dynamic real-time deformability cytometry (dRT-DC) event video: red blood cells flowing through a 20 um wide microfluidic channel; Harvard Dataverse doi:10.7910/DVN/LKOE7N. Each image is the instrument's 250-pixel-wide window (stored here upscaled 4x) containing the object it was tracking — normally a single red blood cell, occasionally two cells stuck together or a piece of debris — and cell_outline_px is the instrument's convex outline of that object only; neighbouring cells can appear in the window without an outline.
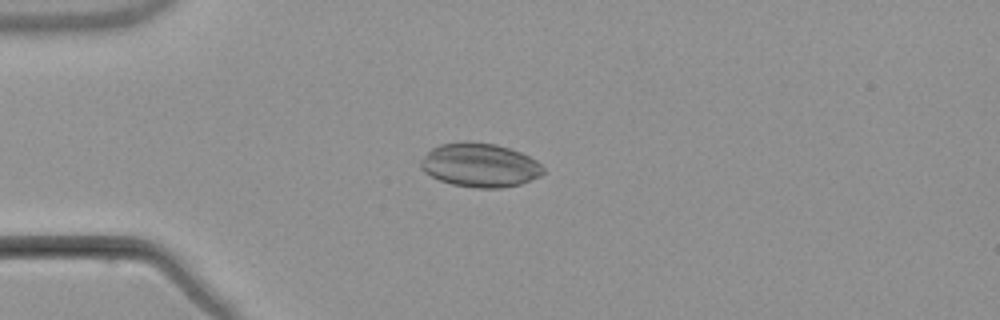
{"species": "common noctule bat (a hibernating species)", "species_latin": "Nyctalus noctula", "temperature_condition": "warm", "stored_images_in_passage": 5, "camera_frame_rate_fps": 3000, "um_per_image_px": 0.085, "animal": {"sex": "male", "body_mass_g": 21.5, "forearm_length_mm": 52.0}, "frame": {"image": 1, "passage_image": 4, "time_ms": 3.667, "image_size_px": [1000, 320], "cell_outline_px": [[544, 172], [540, 176], [520, 184], [500, 188], [476, 188], [452, 184], [440, 180], [424, 172], [420, 168], [420, 160], [432, 148], [440, 144], [464, 140], [496, 144], [520, 152], [536, 160], [544, 168]], "centroid_in_image_um": [40.77, 14.03], "position_along_channel_um": 44.2, "area_um2": 31.39}}